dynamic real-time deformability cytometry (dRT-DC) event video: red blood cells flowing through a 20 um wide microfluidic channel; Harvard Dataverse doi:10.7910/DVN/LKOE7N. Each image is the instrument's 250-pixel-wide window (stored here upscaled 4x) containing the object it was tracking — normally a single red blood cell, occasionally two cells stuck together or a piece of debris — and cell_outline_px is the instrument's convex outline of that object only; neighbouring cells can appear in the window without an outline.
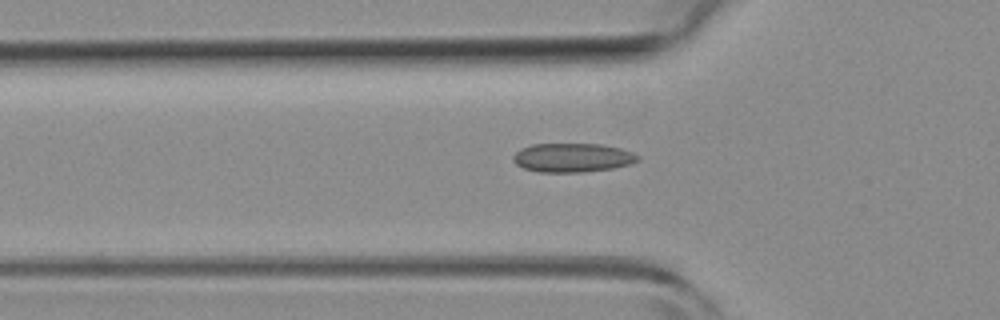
{"species": "common noctule bat (a hibernating species)", "species_latin": "Nyctalus noctula", "temperature_condition": "room temperature", "stored_images_in_passage": 49, "camera_frame_rate_fps": 3000, "um_per_image_px": 0.085, "animal": {"sex": "female", "body_mass_g": 19.3, "forearm_length_mm": 54.1}, "frame": {"image": 1, "passage_image": 14, "time_ms": 4.333, "image_size_px": [1000, 320], "cell_outline_px": [[640, 160], [628, 164], [612, 168], [584, 172], [536, 172], [524, 168], [516, 164], [512, 160], [512, 156], [520, 148], [532, 144], [600, 144], [620, 148], [632, 152], [640, 156]], "centroid_in_image_um": [48.63, 13.4], "position_along_channel_um": 77.2, "area_um2": 21.1}}
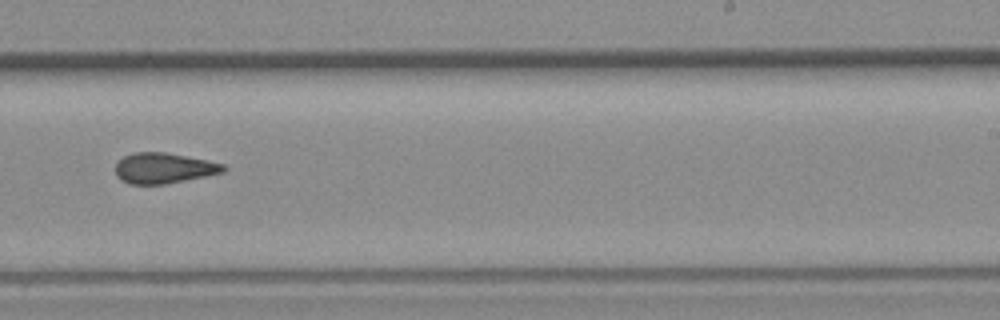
{"frame": {"image": 2, "passage_image": 29, "time_ms": 9.333, "image_size_px": [1000, 320], "cell_outline_px": [[228, 168], [224, 172], [164, 184], [128, 184], [120, 180], [116, 176], [116, 164], [124, 156], [132, 152], [164, 152], [208, 160], [224, 164]], "centroid_in_image_um": [13.91, 14.29], "position_along_channel_um": 275.1, "area_um2": 19.19}}
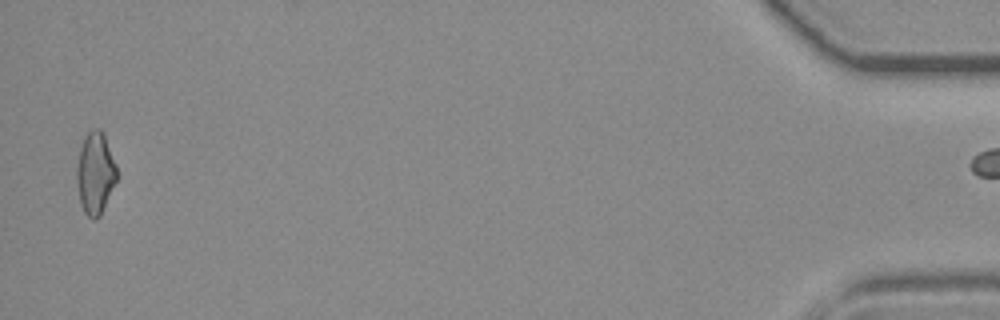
{"frame": {"image": 3, "passage_image": 48, "time_ms": 15.667, "image_size_px": [1000, 320], "cell_outline_px": [[120, 176], [100, 216], [96, 220], [92, 220], [84, 212], [80, 204], [76, 180], [76, 168], [80, 148], [84, 136], [92, 128], [100, 128], [104, 132], [116, 164]], "centroid_in_image_um": [8.12, 14.72], "position_along_channel_um": 427.1, "area_um2": 19.83}, "authors_computed_cell_mechanics": {"area_um2": 19.7676, "velocity_mm_per_s": 3.9437, "shape_relaxation_time_tau1_ms": null, "shape_relaxation_time_tau2_ms": 5.2067, "deformation_change_tau1": null, "deformation_change_tau2": 0.1211}}